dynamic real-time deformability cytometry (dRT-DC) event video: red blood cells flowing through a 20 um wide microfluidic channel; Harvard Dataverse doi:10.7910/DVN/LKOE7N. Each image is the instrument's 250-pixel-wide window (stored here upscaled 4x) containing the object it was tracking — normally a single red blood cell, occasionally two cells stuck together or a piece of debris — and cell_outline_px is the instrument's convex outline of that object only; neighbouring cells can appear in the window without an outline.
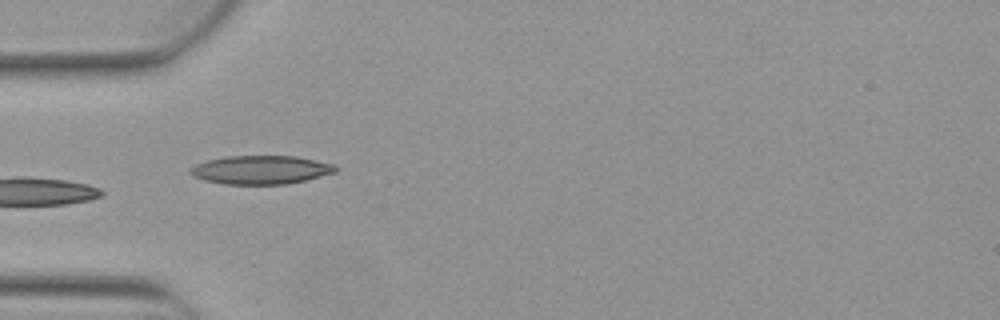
{"species": "Egyptian fruit bat (a non-hibernating species)", "species_latin": "Rousettus aegyptiacus", "temperature_condition": "warm", "stored_images_in_passage": 8, "camera_frame_rate_fps": 3000, "um_per_image_px": 0.085, "animal": {"sex": "female"}, "frame": {"image": 1, "passage_image": 6, "time_ms": 1.667, "image_size_px": [1000, 320], "cell_outline_px": [[336, 172], [288, 184], [224, 184], [204, 180], [192, 176], [188, 172], [188, 168], [196, 164], [208, 160], [224, 156], [296, 156], [336, 164]], "centroid_in_image_um": [22.14, 14.43], "position_along_channel_um": 62.9, "area_um2": 24.28}}
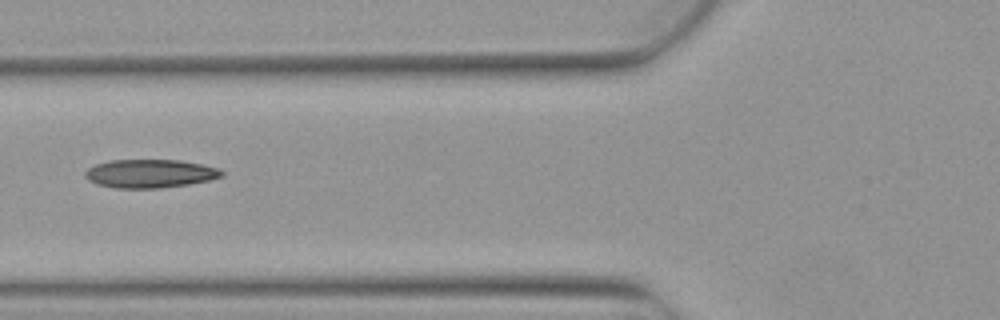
{"frame": {"image": 2, "passage_image": 7, "time_ms": 2.0, "image_size_px": [1000, 320], "cell_outline_px": [[224, 176], [208, 180], [188, 184], [160, 188], [116, 188], [96, 184], [88, 180], [84, 176], [84, 172], [88, 168], [96, 164], [108, 160], [180, 160], [220, 168], [224, 172]], "centroid_in_image_um": [12.73, 14.75], "position_along_channel_um": 113.1, "area_um2": 22.72}}
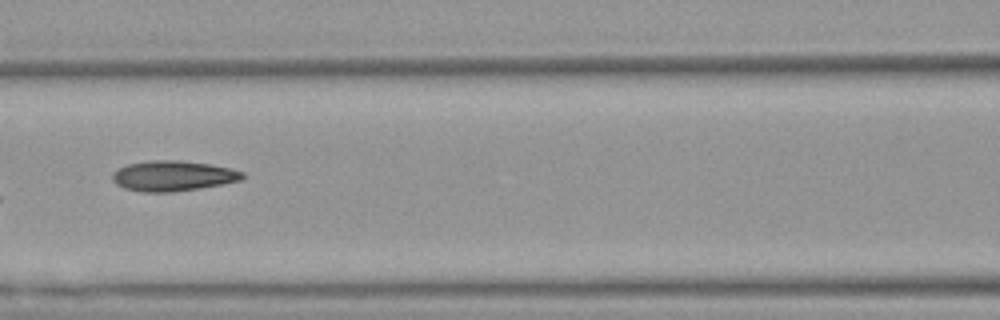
{"frame": {"image": 3, "passage_image": 8, "time_ms": 2.333, "image_size_px": [1000, 320], "cell_outline_px": [[244, 176], [240, 180], [224, 184], [200, 188], [172, 192], [144, 192], [124, 188], [116, 184], [112, 180], [112, 172], [128, 164], [148, 160], [180, 160], [208, 164], [228, 168], [244, 172]], "centroid_in_image_um": [14.68, 14.95], "position_along_channel_um": 151.9, "area_um2": 22.95}}